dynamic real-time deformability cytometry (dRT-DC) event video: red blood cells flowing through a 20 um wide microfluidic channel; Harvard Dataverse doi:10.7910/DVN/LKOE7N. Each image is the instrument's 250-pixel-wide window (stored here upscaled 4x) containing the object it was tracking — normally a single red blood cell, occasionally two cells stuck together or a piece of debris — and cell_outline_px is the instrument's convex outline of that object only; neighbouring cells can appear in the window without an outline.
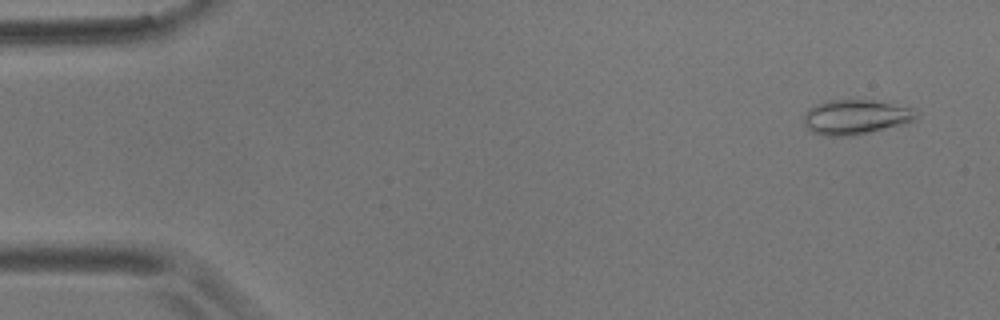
{"species": "common noctule bat (a hibernating species)", "species_latin": "Nyctalus noctula", "temperature_condition": "room temperature", "stored_images_in_passage": 56, "camera_frame_rate_fps": 3000, "um_per_image_px": 0.085, "animal": {"sex": "male", "body_mass_g": 17.9}, "frame": {"image": 1, "passage_image": 3, "time_ms": 0.667, "image_size_px": [1000, 320], "cell_outline_px": [[916, 120], [852, 136], [824, 136], [812, 132], [804, 124], [804, 112], [808, 108], [824, 100], [872, 100], [916, 108]], "centroid_in_image_um": [72.68, 9.93], "position_along_channel_um": 12.3, "area_um2": 22.77}}
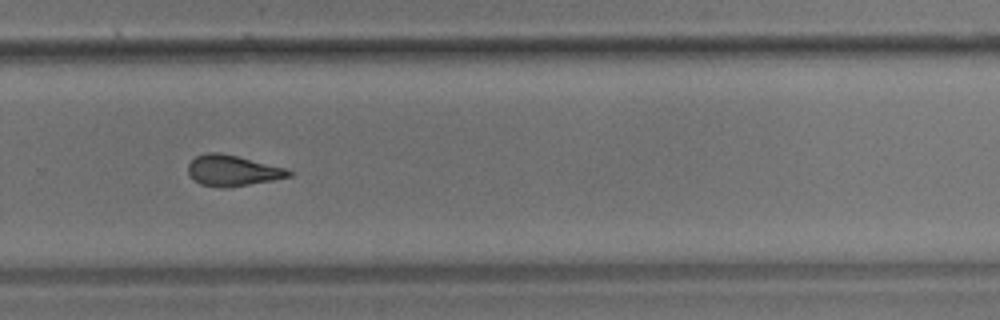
{"frame": {"image": 2, "passage_image": 38, "time_ms": 12.333, "image_size_px": [1000, 320], "cell_outline_px": [[292, 176], [272, 180], [224, 188], [220, 188], [200, 184], [188, 172], [188, 164], [196, 156], [208, 152], [220, 152], [288, 168], [292, 172]], "centroid_in_image_um": [19.79, 14.49], "position_along_channel_um": 310.0, "area_um2": 17.98}}
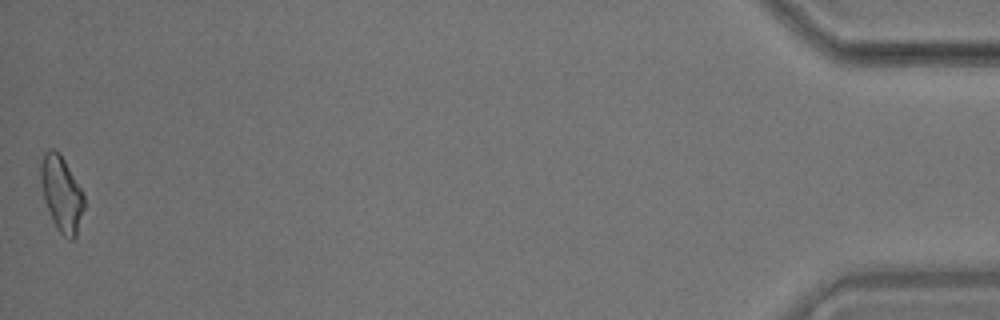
{"frame": {"image": 3, "passage_image": 56, "time_ms": 18.333, "image_size_px": [1000, 320], "cell_outline_px": [[84, 208], [76, 236], [72, 240], [68, 240], [60, 232], [52, 220], [44, 200], [40, 180], [40, 164], [44, 152], [48, 148], [52, 148], [64, 160], [80, 188], [84, 196]], "centroid_in_image_um": [5.21, 16.48], "position_along_channel_um": 430.0, "area_um2": 18.79}, "authors_computed_cell_mechanics": {"area_um2": 18.6116, "velocity_mm_per_s": 3.5403, "shape_relaxation_time_tau1_ms": 6.3956, "shape_relaxation_time_tau2_ms": 1.7673, "deformation_change_tau1": 0.162, "deformation_change_tau2": 0.0962}}